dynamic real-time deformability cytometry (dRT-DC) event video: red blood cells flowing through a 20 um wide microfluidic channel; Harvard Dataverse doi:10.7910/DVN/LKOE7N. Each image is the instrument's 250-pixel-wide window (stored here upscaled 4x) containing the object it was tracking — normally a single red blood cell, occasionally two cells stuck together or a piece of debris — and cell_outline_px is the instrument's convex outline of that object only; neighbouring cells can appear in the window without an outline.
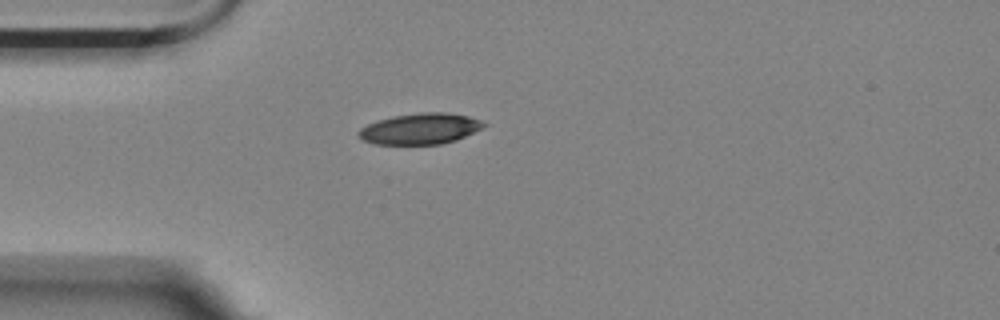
{"species": "Egyptian fruit bat (a non-hibernating species)", "species_latin": "Rousettus aegyptiacus", "temperature_condition": "room temperature", "stored_images_in_passage": 43, "camera_frame_rate_fps": 3000, "um_per_image_px": 0.085, "animal": {"sex": "female"}, "frame": {"image": 1, "passage_image": 1, "time_ms": 0.0, "image_size_px": [1000, 320], "cell_outline_px": [[488, 124], [456, 140], [440, 144], [376, 144], [364, 140], [356, 132], [360, 128], [376, 120], [392, 116], [420, 112], [448, 112], [468, 116], [480, 120]], "centroid_in_image_um": [35.69, 10.93], "position_along_channel_um": 49.3, "area_um2": 22.48}}
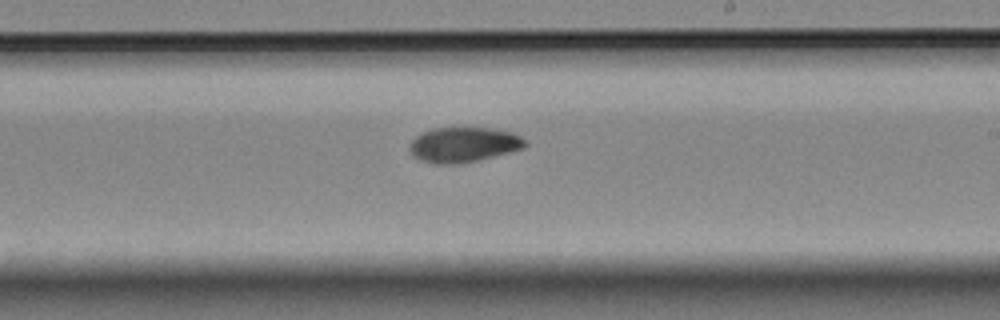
{"frame": {"image": 2, "passage_image": 19, "time_ms": 6.0, "image_size_px": [1000, 320], "cell_outline_px": [[528, 144], [524, 148], [480, 160], [460, 164], [432, 164], [420, 160], [412, 156], [408, 148], [412, 140], [416, 136], [432, 128], [488, 128], [512, 132], [528, 140]], "centroid_in_image_um": [39.4, 12.31], "position_along_channel_um": 249.6, "area_um2": 23.87}}
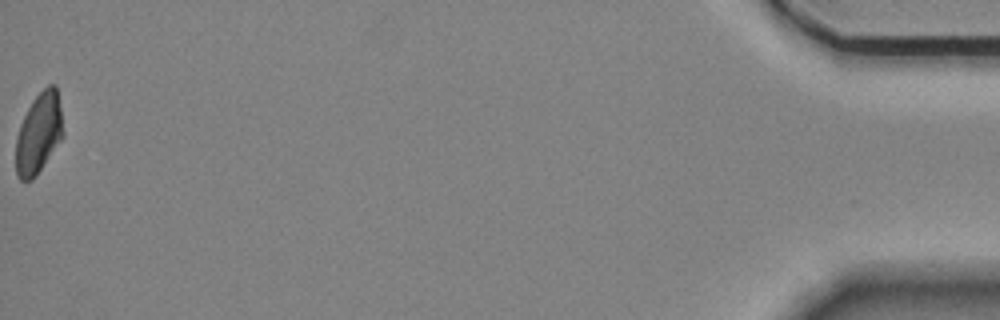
{"frame": {"image": 3, "passage_image": 43, "time_ms": 14.0, "image_size_px": [1000, 320], "cell_outline_px": [[64, 136], [36, 176], [32, 180], [20, 180], [16, 176], [16, 140], [20, 124], [32, 100], [48, 84], [56, 84], [64, 132]], "centroid_in_image_um": [3.3, 11.34], "position_along_channel_um": 431.9, "area_um2": 22.2}, "authors_computed_cell_mechanics": {"area_um2": 23.0044, "velocity_mm_per_s": 3.4976, "shape_relaxation_time_tau1_ms": 5.3544, "shape_relaxation_time_tau2_ms": null, "deformation_change_tau1": 0.1475, "deformation_change_tau2": null}}